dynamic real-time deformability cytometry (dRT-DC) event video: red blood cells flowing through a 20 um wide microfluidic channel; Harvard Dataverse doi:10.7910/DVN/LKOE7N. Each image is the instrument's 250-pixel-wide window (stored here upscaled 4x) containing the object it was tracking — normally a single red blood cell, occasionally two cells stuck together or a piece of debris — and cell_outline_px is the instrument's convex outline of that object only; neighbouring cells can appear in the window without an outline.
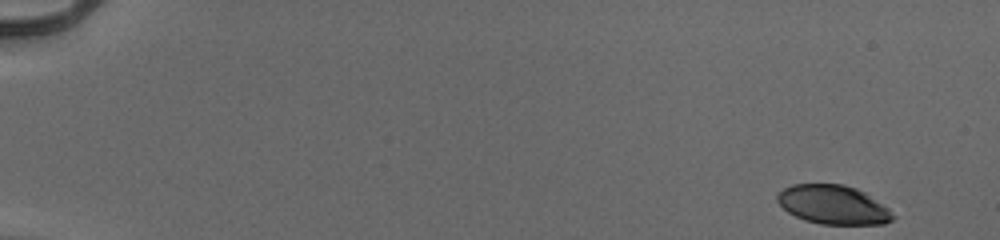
{"species": "human", "species_latin": "Homo sapiens", "temperature_condition": "cold", "stored_images_in_passage": 52, "camera_frame_rate_fps": 3000, "um_per_image_px": 0.085, "donor": {"sex": "male"}, "frame": {"image": 1, "passage_image": 1, "time_ms": 0.0, "image_size_px": [1000, 240], "cell_outline_px": [[896, 216], [892, 220], [884, 224], [820, 224], [804, 220], [788, 212], [776, 200], [776, 196], [784, 188], [792, 184], [844, 184], [856, 188], [864, 192], [888, 208]], "centroid_in_image_um": [70.82, 17.4], "position_along_channel_um": 14.2, "area_um2": 26.18}}
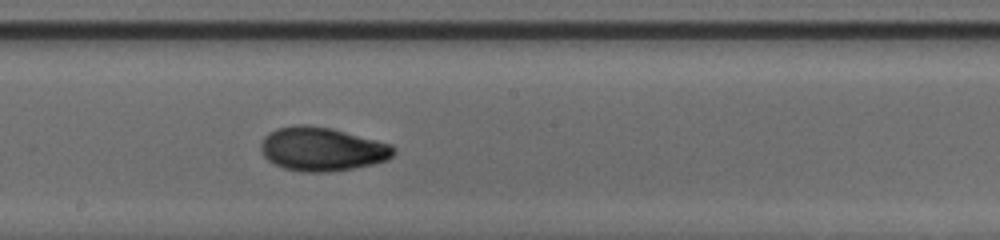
{"frame": {"image": 2, "passage_image": 30, "time_ms": 9.667, "image_size_px": [1000, 240], "cell_outline_px": [[396, 152], [388, 160], [372, 164], [352, 168], [328, 172], [304, 172], [284, 168], [268, 160], [264, 156], [260, 148], [260, 144], [264, 136], [268, 132], [276, 128], [296, 124], [304, 124], [332, 128], [392, 144], [396, 148]], "centroid_in_image_um": [27.37, 12.66], "position_along_channel_um": 220.8, "area_um2": 34.04}}
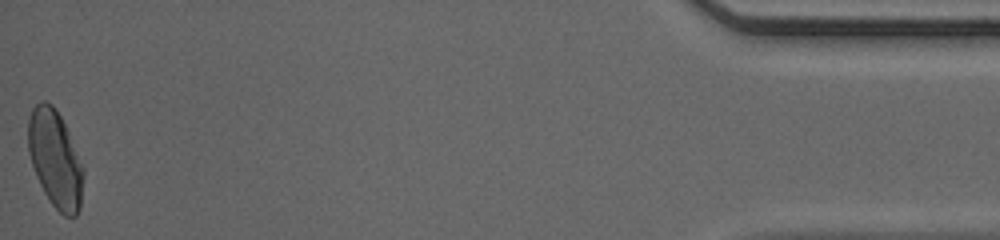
{"frame": {"image": 3, "passage_image": 52, "time_ms": 17.0, "image_size_px": [1000, 240], "cell_outline_px": [[84, 176], [80, 208], [76, 216], [64, 216], [52, 204], [44, 192], [36, 176], [28, 152], [28, 120], [32, 108], [40, 100], [44, 100], [52, 104], [60, 116], [68, 132], [84, 168]], "centroid_in_image_um": [4.69, 13.51], "position_along_channel_um": 430.5, "area_um2": 31.21}, "authors_computed_cell_mechanics": {"area_um2": 31.1253, "velocity_mm_per_s": 3.9739, "shape_relaxation_time_tau1_ms": 3.9011, "shape_relaxation_time_tau2_ms": 1.4705, "deformation_change_tau1": 0.1595, "deformation_change_tau2": 0.0581}}